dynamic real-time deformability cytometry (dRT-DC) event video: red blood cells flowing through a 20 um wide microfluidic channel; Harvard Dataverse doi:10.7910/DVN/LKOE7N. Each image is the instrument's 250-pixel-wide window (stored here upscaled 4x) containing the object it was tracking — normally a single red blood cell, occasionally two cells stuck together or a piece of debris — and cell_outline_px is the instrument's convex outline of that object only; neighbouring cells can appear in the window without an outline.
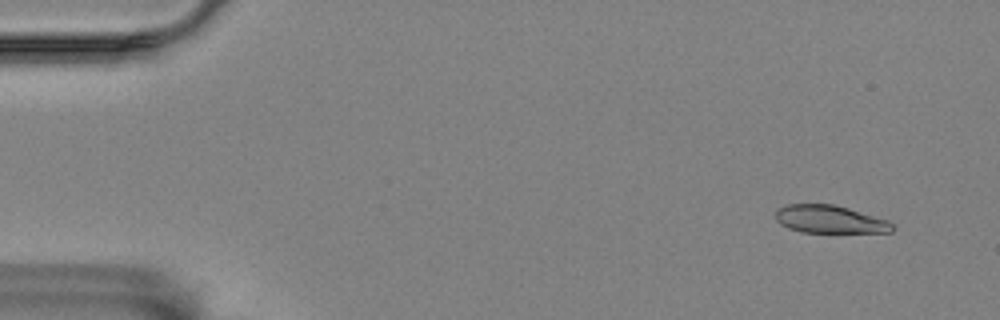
{"species": "Egyptian fruit bat (a non-hibernating species)", "species_latin": "Rousettus aegyptiacus", "temperature_condition": "room temperature", "stored_images_in_passage": 6, "camera_frame_rate_fps": 3000, "um_per_image_px": 0.085, "animal": {"sex": "female"}, "frame": {"image": 1, "passage_image": 1, "time_ms": 0.0, "image_size_px": [1000, 320], "cell_outline_px": [[896, 228], [892, 232], [800, 232], [788, 228], [780, 224], [776, 220], [776, 208], [788, 204], [832, 204], [848, 208], [888, 220]], "centroid_in_image_um": [70.51, 18.64], "position_along_channel_um": 14.5, "area_um2": 18.96}}
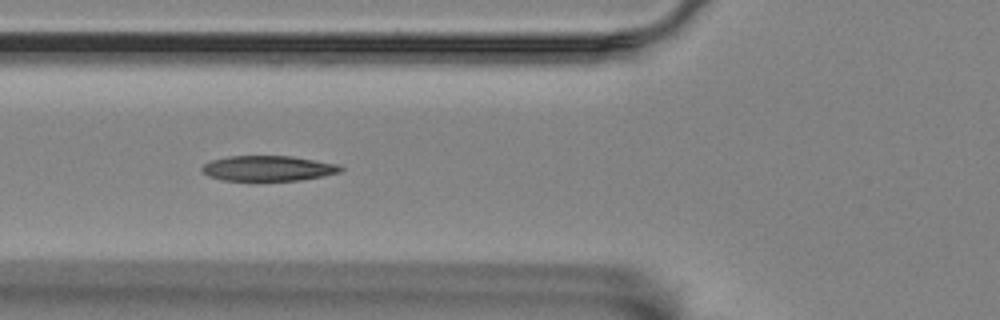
{"frame": {"image": 2, "passage_image": 6, "time_ms": 5.667, "image_size_px": [1000, 320], "cell_outline_px": [[344, 168], [340, 172], [324, 176], [300, 180], [220, 180], [208, 176], [200, 168], [204, 164], [212, 160], [228, 156], [292, 156], [336, 164]], "centroid_in_image_um": [22.77, 14.31], "position_along_channel_um": 103.0, "area_um2": 20.29}}